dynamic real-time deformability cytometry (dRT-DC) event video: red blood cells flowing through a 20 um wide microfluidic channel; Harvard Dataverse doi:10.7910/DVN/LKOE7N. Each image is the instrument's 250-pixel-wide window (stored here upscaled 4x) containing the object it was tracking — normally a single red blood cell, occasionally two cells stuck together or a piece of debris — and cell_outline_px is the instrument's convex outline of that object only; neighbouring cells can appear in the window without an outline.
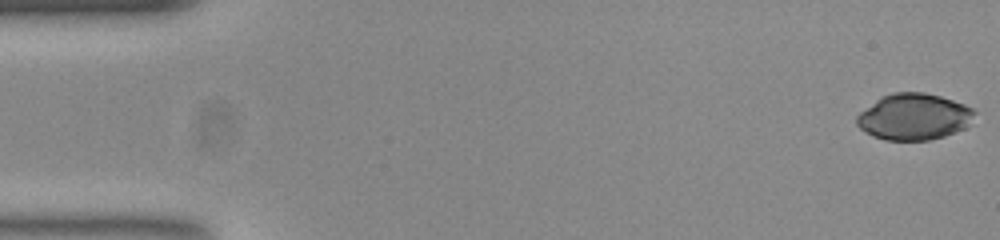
{"species": "common noctule bat (a hibernating species)", "species_latin": "Nyctalus noctula", "temperature_condition": "room temperature", "stored_images_in_passage": 52, "camera_frame_rate_fps": 3000, "um_per_image_px": 0.085, "animal": {"sex": "female", "body_mass_g": 23.0, "forearm_length_mm": 53.4}, "frame": {"image": 1, "passage_image": 1, "time_ms": 0.0, "image_size_px": [1000, 240], "cell_outline_px": [[976, 112], [972, 124], [964, 128], [944, 136], [928, 140], [884, 140], [872, 136], [860, 128], [856, 124], [856, 116], [860, 112], [880, 96], [892, 92], [924, 92], [940, 96], [964, 104], [972, 108]], "centroid_in_image_um": [77.68, 9.92], "position_along_channel_um": 7.3, "area_um2": 32.02}}
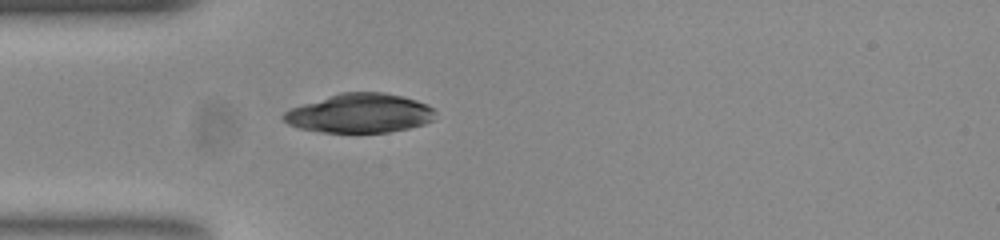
{"frame": {"image": 2, "passage_image": 15, "time_ms": 4.667, "image_size_px": [1000, 240], "cell_outline_px": [[436, 112], [432, 120], [424, 124], [408, 128], [388, 132], [320, 132], [300, 128], [288, 124], [280, 116], [284, 112], [292, 108], [340, 92], [384, 92], [404, 96], [428, 104]], "centroid_in_image_um": [30.6, 9.62], "position_along_channel_um": 54.4, "area_um2": 34.51}}